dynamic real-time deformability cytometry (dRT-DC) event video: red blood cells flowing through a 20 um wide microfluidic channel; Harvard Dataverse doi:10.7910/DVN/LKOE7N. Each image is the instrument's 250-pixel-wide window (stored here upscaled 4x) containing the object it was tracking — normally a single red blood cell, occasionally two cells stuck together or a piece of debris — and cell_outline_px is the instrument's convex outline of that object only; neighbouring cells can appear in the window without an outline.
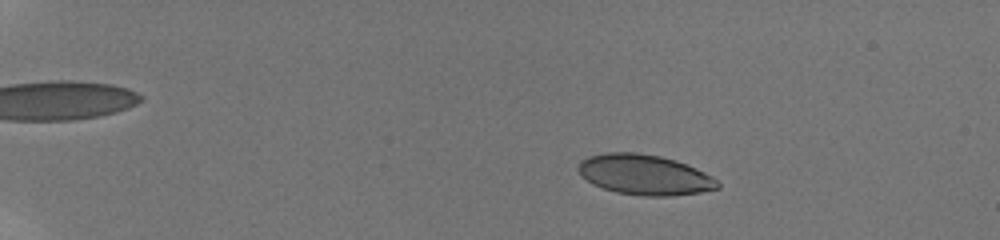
{"species": "human", "species_latin": "Homo sapiens", "temperature_condition": "room temperature", "stored_images_in_passage": 75, "camera_frame_rate_fps": 3000, "um_per_image_px": 0.085, "donor": {"sex": "male"}, "frame": {"image": 1, "passage_image": 15, "time_ms": 3.667, "image_size_px": [1000, 240], "cell_outline_px": [[720, 188], [700, 192], [672, 196], [644, 196], [616, 192], [592, 184], [576, 168], [580, 160], [588, 156], [604, 152], [636, 152], [660, 156], [676, 160], [696, 168], [712, 176], [720, 184]], "centroid_in_image_um": [54.78, 14.84], "position_along_channel_um": 30.2, "area_um2": 32.77}}
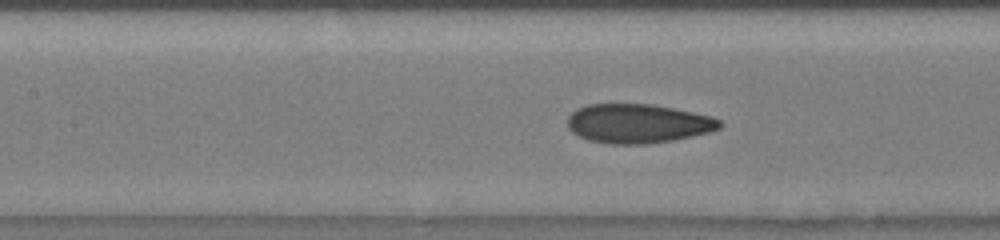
{"frame": {"image": 2, "passage_image": 38, "time_ms": 10.0, "image_size_px": [1000, 240], "cell_outline_px": [[724, 124], [720, 128], [708, 132], [692, 136], [672, 140], [648, 144], [612, 144], [588, 140], [572, 132], [568, 128], [568, 116], [576, 108], [588, 104], [652, 104], [712, 116], [720, 120]], "centroid_in_image_um": [54.22, 10.5], "position_along_channel_um": 153.2, "area_um2": 34.74}}
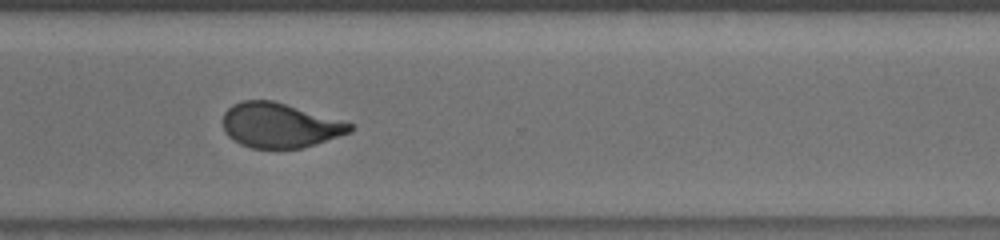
{"frame": {"image": 3, "passage_image": 60, "time_ms": 15.0, "image_size_px": [1000, 240], "cell_outline_px": [[352, 132], [316, 144], [300, 148], [252, 148], [240, 144], [232, 140], [224, 132], [220, 120], [224, 112], [232, 104], [240, 100], [272, 100], [352, 124]], "centroid_in_image_um": [23.68, 10.66], "position_along_channel_um": 346.9, "area_um2": 33.12}, "authors_computed_cell_mechanics": {"area_um2": 33.813, "velocity_mm_per_s": 3.8731, "shape_relaxation_time_tau1_ms": 5.1374, "shape_relaxation_time_tau2_ms": 0.9241, "deformation_change_tau1": 0.1787, "deformation_change_tau2": 0.0733}}